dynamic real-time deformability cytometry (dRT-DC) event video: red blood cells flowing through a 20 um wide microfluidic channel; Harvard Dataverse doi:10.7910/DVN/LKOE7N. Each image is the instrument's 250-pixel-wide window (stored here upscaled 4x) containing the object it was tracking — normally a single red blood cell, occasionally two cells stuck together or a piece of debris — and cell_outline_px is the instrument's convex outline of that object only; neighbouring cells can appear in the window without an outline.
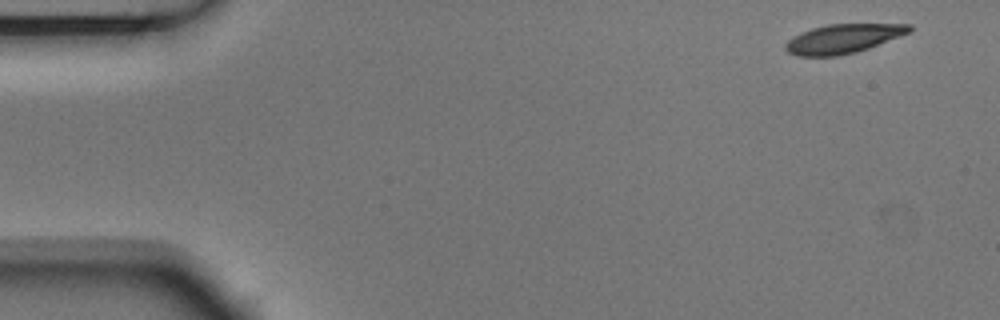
{"species": "Egyptian fruit bat (a non-hibernating species)", "species_latin": "Rousettus aegyptiacus", "temperature_condition": "room temperature", "stored_images_in_passage": 10, "camera_frame_rate_fps": 3000, "um_per_image_px": 0.085, "animal": {"sex": "male"}, "frame": {"image": 1, "passage_image": 1, "time_ms": 0.0, "image_size_px": [1000, 320], "cell_outline_px": [[912, 28], [908, 32], [868, 48], [856, 52], [836, 56], [800, 56], [788, 52], [784, 48], [784, 44], [792, 36], [800, 32], [812, 28], [828, 24], [912, 24]], "centroid_in_image_um": [71.59, 3.28], "position_along_channel_um": 13.4, "area_um2": 20.81}}
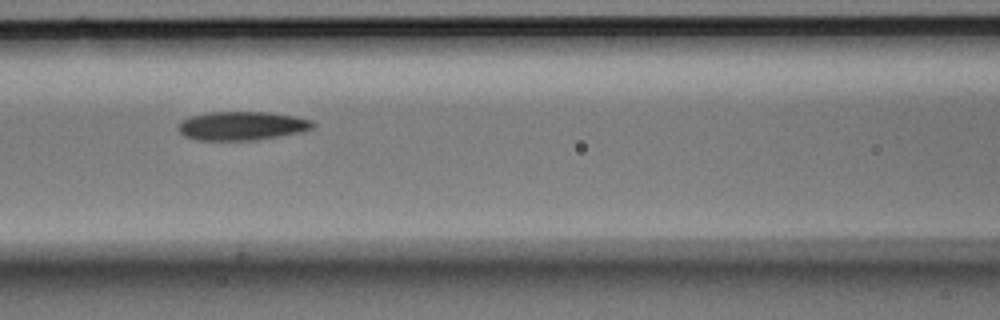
{"frame": {"image": 2, "passage_image": 6, "time_ms": 1.667, "image_size_px": [1000, 320], "cell_outline_px": [[316, 124], [312, 128], [304, 132], [256, 140], [200, 140], [184, 136], [176, 128], [176, 124], [180, 120], [192, 116], [208, 112], [268, 112], [296, 116], [312, 120]], "centroid_in_image_um": [20.57, 10.69], "position_along_channel_um": 146.0, "area_um2": 22.83}}
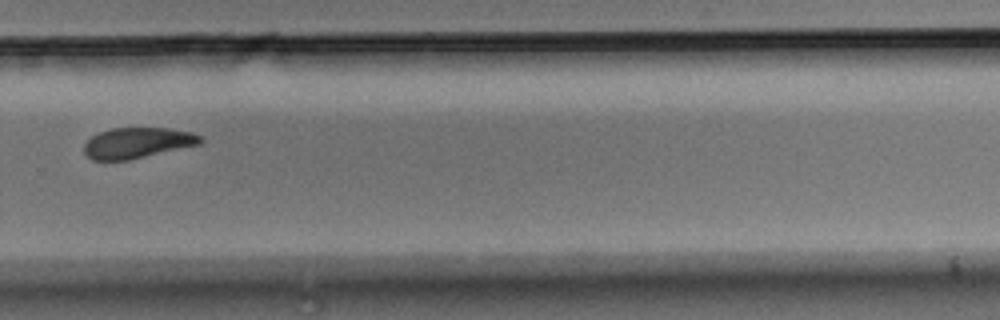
{"frame": {"image": 3, "passage_image": 10, "time_ms": 3.0, "image_size_px": [1000, 320], "cell_outline_px": [[204, 140], [200, 144], [128, 160], [92, 160], [84, 152], [84, 144], [92, 136], [100, 132], [112, 128], [168, 128], [192, 132], [204, 136]], "centroid_in_image_um": [11.71, 12.14], "position_along_channel_um": 318.1, "area_um2": 20.75}}